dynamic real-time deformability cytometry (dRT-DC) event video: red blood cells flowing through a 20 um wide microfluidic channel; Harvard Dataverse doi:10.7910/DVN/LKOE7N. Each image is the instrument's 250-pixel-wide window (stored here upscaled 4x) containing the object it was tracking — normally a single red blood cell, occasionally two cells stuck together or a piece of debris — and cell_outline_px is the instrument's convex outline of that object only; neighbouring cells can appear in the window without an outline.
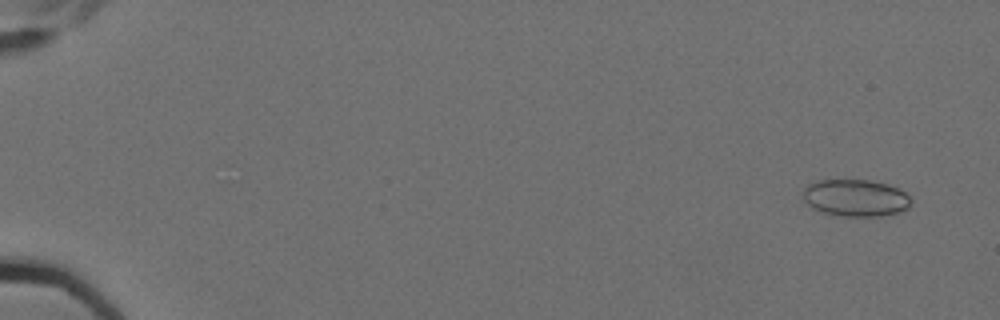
{"species": "Egyptian fruit bat (a non-hibernating species)", "species_latin": "Rousettus aegyptiacus", "temperature_condition": "cold", "stored_images_in_passage": 6, "camera_frame_rate_fps": 3000, "um_per_image_px": 0.085, "animal": {"sex": "female"}, "frame": {"image": 1, "passage_image": 1, "time_ms": 0.0, "image_size_px": [1000, 320], "cell_outline_px": [[912, 204], [908, 208], [900, 212], [880, 216], [844, 216], [824, 212], [812, 208], [804, 200], [804, 188], [808, 184], [820, 180], [868, 180], [888, 184], [904, 192], [912, 200]], "centroid_in_image_um": [72.75, 16.82], "position_along_channel_um": 12.3, "area_um2": 23.18}}